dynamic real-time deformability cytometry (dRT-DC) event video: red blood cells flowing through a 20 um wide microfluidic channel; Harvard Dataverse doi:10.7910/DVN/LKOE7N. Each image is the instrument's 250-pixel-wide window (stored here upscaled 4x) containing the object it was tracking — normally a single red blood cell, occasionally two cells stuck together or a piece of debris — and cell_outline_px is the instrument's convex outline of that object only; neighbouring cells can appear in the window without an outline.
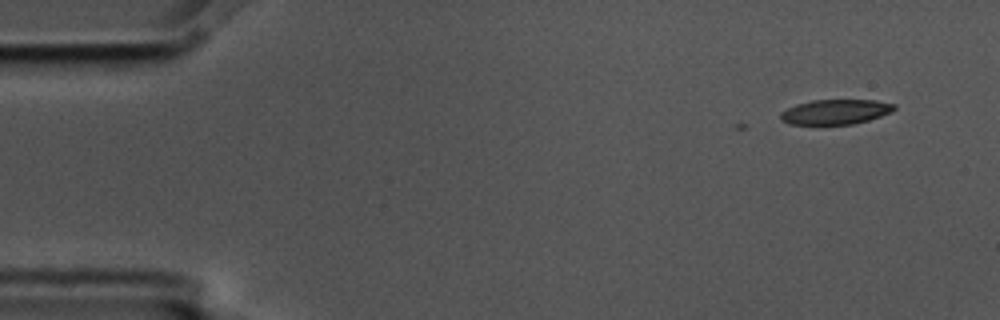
{"species": "common noctule bat (a hibernating species)", "species_latin": "Nyctalus noctula", "temperature_condition": "cold", "stored_images_in_passage": 2, "camera_frame_rate_fps": 3000, "um_per_image_px": 0.085, "animal": {"sex": "male", "body_mass_g": 17.5, "forearm_length_mm": 52.3}, "frame": {"image": 1, "passage_image": 2, "time_ms": 0.333, "image_size_px": [1000, 320], "cell_outline_px": [[896, 108], [892, 112], [868, 120], [852, 124], [788, 124], [780, 120], [780, 112], [796, 104], [812, 100], [876, 100], [896, 104]], "centroid_in_image_um": [71.01, 9.5], "position_along_channel_um": 14.0, "area_um2": 16.53}}